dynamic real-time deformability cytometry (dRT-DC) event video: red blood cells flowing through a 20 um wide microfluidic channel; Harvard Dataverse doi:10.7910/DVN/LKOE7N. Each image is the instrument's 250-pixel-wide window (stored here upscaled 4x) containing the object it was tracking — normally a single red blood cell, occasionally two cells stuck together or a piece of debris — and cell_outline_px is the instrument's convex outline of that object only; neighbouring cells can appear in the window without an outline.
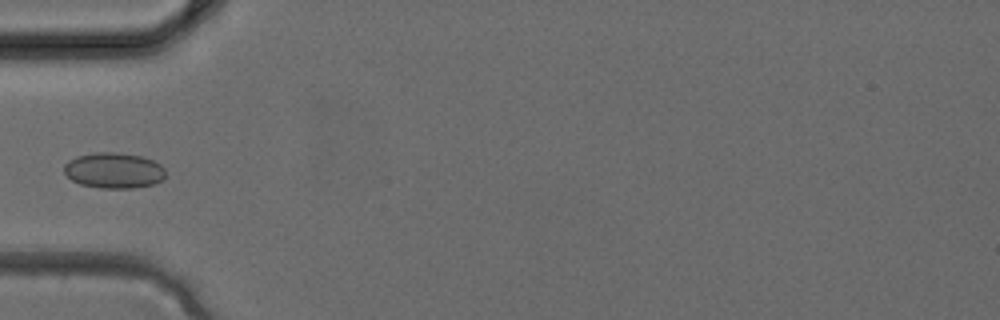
{"species": "common noctule bat (a hibernating species)", "species_latin": "Nyctalus noctula", "temperature_condition": "cold", "stored_images_in_passage": 3, "camera_frame_rate_fps": 3000, "um_per_image_px": 0.085, "animal": {"sex": "female", "body_mass_g": 24.6, "forearm_length_mm": 56.2}, "frame": {"image": 1, "passage_image": 3, "time_ms": 0.667, "image_size_px": [1000, 320], "cell_outline_px": [[164, 180], [152, 184], [132, 188], [100, 188], [80, 184], [72, 180], [64, 172], [64, 164], [68, 160], [76, 156], [92, 152], [116, 152], [144, 156], [160, 164], [164, 168]], "centroid_in_image_um": [9.66, 14.47], "position_along_channel_um": 75.3, "area_um2": 21.27}}